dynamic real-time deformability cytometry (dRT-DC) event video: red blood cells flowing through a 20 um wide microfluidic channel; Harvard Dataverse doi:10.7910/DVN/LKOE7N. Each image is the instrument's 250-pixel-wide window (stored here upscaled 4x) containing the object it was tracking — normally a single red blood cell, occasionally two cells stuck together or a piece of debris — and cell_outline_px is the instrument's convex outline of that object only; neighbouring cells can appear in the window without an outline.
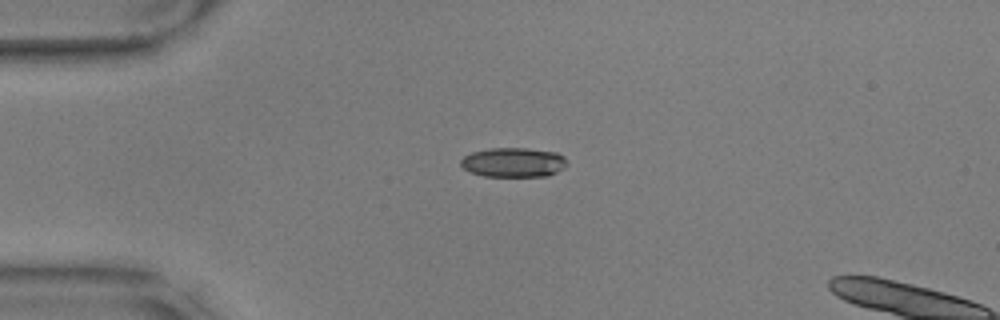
{"species": "common noctule bat (a hibernating species)", "species_latin": "Nyctalus noctula", "temperature_condition": "warm", "stored_images_in_passage": 5, "camera_frame_rate_fps": 3000, "um_per_image_px": 0.085, "animal": {"sex": "male", "body_mass_g": 17.9, "forearm_length_mm": 54.2}, "frame": {"image": 1, "passage_image": 1, "time_ms": 0.0, "image_size_px": [1000, 320], "cell_outline_px": [[568, 164], [564, 168], [548, 176], [484, 176], [472, 172], [464, 168], [460, 164], [460, 160], [464, 156], [472, 152], [488, 148], [528, 148], [556, 152], [564, 156]], "centroid_in_image_um": [43.66, 13.79], "position_along_channel_um": 41.3, "area_um2": 18.32}}